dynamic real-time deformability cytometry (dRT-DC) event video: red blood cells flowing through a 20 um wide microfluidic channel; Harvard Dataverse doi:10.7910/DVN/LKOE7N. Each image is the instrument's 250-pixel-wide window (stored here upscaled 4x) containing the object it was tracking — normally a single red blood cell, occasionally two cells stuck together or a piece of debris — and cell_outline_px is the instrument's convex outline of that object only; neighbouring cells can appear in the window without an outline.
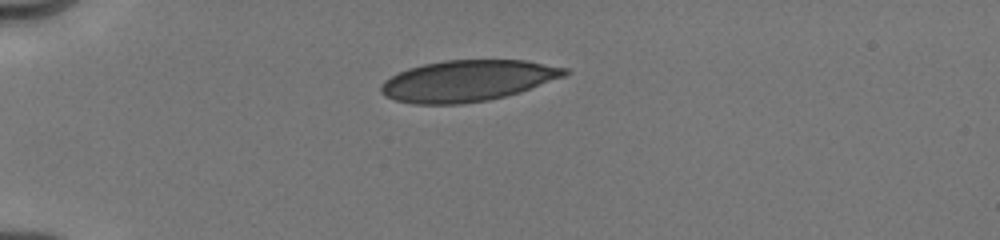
{"species": "human", "species_latin": "Homo sapiens", "temperature_condition": "cold", "stored_images_in_passage": 38, "camera_frame_rate_fps": 3000, "um_per_image_px": 0.085, "donor": {"sex": "male"}, "frame": {"image": 1, "passage_image": 1, "time_ms": 0.0, "image_size_px": [1000, 240], "cell_outline_px": [[572, 72], [564, 76], [520, 92], [488, 100], [460, 104], [416, 104], [396, 100], [384, 96], [380, 92], [380, 84], [384, 80], [396, 72], [408, 68], [424, 64], [444, 60], [524, 60], [568, 68]], "centroid_in_image_um": [39.71, 6.86], "position_along_channel_um": 45.3, "area_um2": 44.16}}
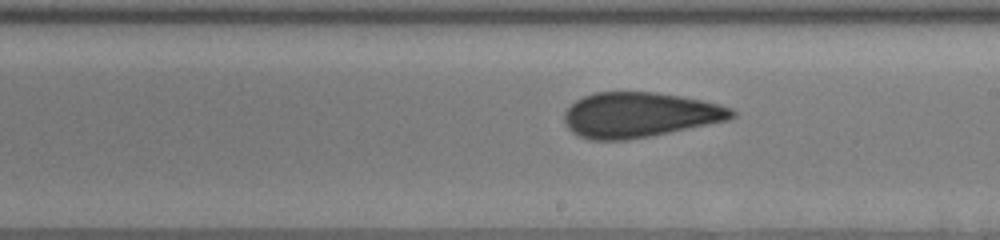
{"frame": {"image": 2, "passage_image": 18, "time_ms": 5.667, "image_size_px": [1000, 240], "cell_outline_px": [[736, 116], [728, 120], [648, 136], [624, 140], [588, 140], [572, 132], [568, 128], [564, 120], [564, 112], [576, 100], [584, 96], [596, 92], [652, 92], [680, 96], [720, 104], [732, 108], [736, 112]], "centroid_in_image_um": [54.35, 9.76], "position_along_channel_um": 234.7, "area_um2": 43.7}}
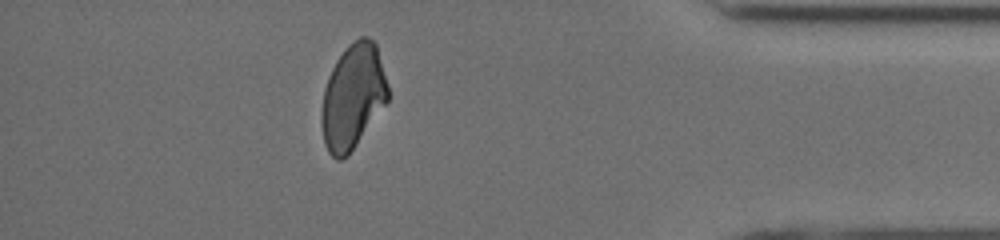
{"frame": {"image": 3, "passage_image": 33, "time_ms": 10.667, "image_size_px": [1000, 240], "cell_outline_px": [[388, 100], [348, 156], [340, 160], [336, 160], [328, 152], [324, 144], [320, 120], [320, 116], [324, 88], [328, 76], [336, 60], [348, 44], [360, 36], [368, 36], [376, 44], [388, 84]], "centroid_in_image_um": [29.97, 8.21], "position_along_channel_um": 405.2, "area_um2": 40.69}, "authors_computed_cell_mechanics": {"area_um2": 43.5523, "velocity_mm_per_s": 4.0199, "shape_relaxation_time_tau1_ms": null, "shape_relaxation_time_tau2_ms": 1.4559, "deformation_change_tau1": null, "deformation_change_tau2": 0.0664}}